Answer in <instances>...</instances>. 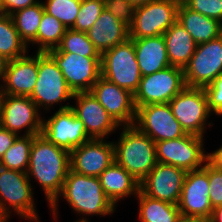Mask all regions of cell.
I'll return each mask as SVG.
<instances>
[{
    "mask_svg": "<svg viewBox=\"0 0 222 222\" xmlns=\"http://www.w3.org/2000/svg\"><path fill=\"white\" fill-rule=\"evenodd\" d=\"M150 1L152 0H115L114 2L119 4L126 11H129Z\"/></svg>",
    "mask_w": 222,
    "mask_h": 222,
    "instance_id": "41",
    "label": "cell"
},
{
    "mask_svg": "<svg viewBox=\"0 0 222 222\" xmlns=\"http://www.w3.org/2000/svg\"><path fill=\"white\" fill-rule=\"evenodd\" d=\"M69 170V151L49 142L41 134L33 138L26 173L30 182L34 179L42 188L48 206L61 193Z\"/></svg>",
    "mask_w": 222,
    "mask_h": 222,
    "instance_id": "1",
    "label": "cell"
},
{
    "mask_svg": "<svg viewBox=\"0 0 222 222\" xmlns=\"http://www.w3.org/2000/svg\"><path fill=\"white\" fill-rule=\"evenodd\" d=\"M186 87L184 70L169 66L151 75L142 76L138 89L133 94L134 105L169 103Z\"/></svg>",
    "mask_w": 222,
    "mask_h": 222,
    "instance_id": "10",
    "label": "cell"
},
{
    "mask_svg": "<svg viewBox=\"0 0 222 222\" xmlns=\"http://www.w3.org/2000/svg\"><path fill=\"white\" fill-rule=\"evenodd\" d=\"M163 37L170 65L184 70L193 56L197 44L178 21L163 34Z\"/></svg>",
    "mask_w": 222,
    "mask_h": 222,
    "instance_id": "26",
    "label": "cell"
},
{
    "mask_svg": "<svg viewBox=\"0 0 222 222\" xmlns=\"http://www.w3.org/2000/svg\"><path fill=\"white\" fill-rule=\"evenodd\" d=\"M71 109L85 127L86 133L91 139H108L114 131L120 129V125L108 114L90 91L76 92Z\"/></svg>",
    "mask_w": 222,
    "mask_h": 222,
    "instance_id": "18",
    "label": "cell"
},
{
    "mask_svg": "<svg viewBox=\"0 0 222 222\" xmlns=\"http://www.w3.org/2000/svg\"><path fill=\"white\" fill-rule=\"evenodd\" d=\"M130 39L133 40L136 58L142 76L151 75L171 66L163 35Z\"/></svg>",
    "mask_w": 222,
    "mask_h": 222,
    "instance_id": "23",
    "label": "cell"
},
{
    "mask_svg": "<svg viewBox=\"0 0 222 222\" xmlns=\"http://www.w3.org/2000/svg\"><path fill=\"white\" fill-rule=\"evenodd\" d=\"M179 4L175 0H152L129 10V38L163 35L177 21Z\"/></svg>",
    "mask_w": 222,
    "mask_h": 222,
    "instance_id": "6",
    "label": "cell"
},
{
    "mask_svg": "<svg viewBox=\"0 0 222 222\" xmlns=\"http://www.w3.org/2000/svg\"><path fill=\"white\" fill-rule=\"evenodd\" d=\"M135 199L139 222H176L181 216L178 205L150 198L140 190Z\"/></svg>",
    "mask_w": 222,
    "mask_h": 222,
    "instance_id": "27",
    "label": "cell"
},
{
    "mask_svg": "<svg viewBox=\"0 0 222 222\" xmlns=\"http://www.w3.org/2000/svg\"><path fill=\"white\" fill-rule=\"evenodd\" d=\"M172 114L187 134L204 137L213 115L208 108V99L204 88L185 87L170 102Z\"/></svg>",
    "mask_w": 222,
    "mask_h": 222,
    "instance_id": "8",
    "label": "cell"
},
{
    "mask_svg": "<svg viewBox=\"0 0 222 222\" xmlns=\"http://www.w3.org/2000/svg\"><path fill=\"white\" fill-rule=\"evenodd\" d=\"M38 76V52H28L7 63L5 76L0 87L2 94L30 97Z\"/></svg>",
    "mask_w": 222,
    "mask_h": 222,
    "instance_id": "22",
    "label": "cell"
},
{
    "mask_svg": "<svg viewBox=\"0 0 222 222\" xmlns=\"http://www.w3.org/2000/svg\"><path fill=\"white\" fill-rule=\"evenodd\" d=\"M17 137H18L17 134L10 132L9 130H7L6 128H3L0 125V160L5 154V152L14 143Z\"/></svg>",
    "mask_w": 222,
    "mask_h": 222,
    "instance_id": "39",
    "label": "cell"
},
{
    "mask_svg": "<svg viewBox=\"0 0 222 222\" xmlns=\"http://www.w3.org/2000/svg\"><path fill=\"white\" fill-rule=\"evenodd\" d=\"M34 137L32 135L18 136L1 158L0 166L26 173Z\"/></svg>",
    "mask_w": 222,
    "mask_h": 222,
    "instance_id": "32",
    "label": "cell"
},
{
    "mask_svg": "<svg viewBox=\"0 0 222 222\" xmlns=\"http://www.w3.org/2000/svg\"><path fill=\"white\" fill-rule=\"evenodd\" d=\"M66 30L67 27L61 21L44 11L37 37L31 43V47L34 45L37 48L36 52H48L55 49L60 45Z\"/></svg>",
    "mask_w": 222,
    "mask_h": 222,
    "instance_id": "29",
    "label": "cell"
},
{
    "mask_svg": "<svg viewBox=\"0 0 222 222\" xmlns=\"http://www.w3.org/2000/svg\"><path fill=\"white\" fill-rule=\"evenodd\" d=\"M44 116L41 135L58 147L71 152L91 139L71 108L57 109L47 119Z\"/></svg>",
    "mask_w": 222,
    "mask_h": 222,
    "instance_id": "16",
    "label": "cell"
},
{
    "mask_svg": "<svg viewBox=\"0 0 222 222\" xmlns=\"http://www.w3.org/2000/svg\"><path fill=\"white\" fill-rule=\"evenodd\" d=\"M27 173L0 166V218L8 222L12 213L30 222H40L34 185Z\"/></svg>",
    "mask_w": 222,
    "mask_h": 222,
    "instance_id": "4",
    "label": "cell"
},
{
    "mask_svg": "<svg viewBox=\"0 0 222 222\" xmlns=\"http://www.w3.org/2000/svg\"><path fill=\"white\" fill-rule=\"evenodd\" d=\"M82 0H46L42 2L46 13L71 28L78 15Z\"/></svg>",
    "mask_w": 222,
    "mask_h": 222,
    "instance_id": "33",
    "label": "cell"
},
{
    "mask_svg": "<svg viewBox=\"0 0 222 222\" xmlns=\"http://www.w3.org/2000/svg\"><path fill=\"white\" fill-rule=\"evenodd\" d=\"M110 2V0H82L76 21L71 28L86 33Z\"/></svg>",
    "mask_w": 222,
    "mask_h": 222,
    "instance_id": "34",
    "label": "cell"
},
{
    "mask_svg": "<svg viewBox=\"0 0 222 222\" xmlns=\"http://www.w3.org/2000/svg\"><path fill=\"white\" fill-rule=\"evenodd\" d=\"M42 122V112L30 97L3 94L0 123L3 128L18 136H36L41 134Z\"/></svg>",
    "mask_w": 222,
    "mask_h": 222,
    "instance_id": "11",
    "label": "cell"
},
{
    "mask_svg": "<svg viewBox=\"0 0 222 222\" xmlns=\"http://www.w3.org/2000/svg\"><path fill=\"white\" fill-rule=\"evenodd\" d=\"M176 222H204V221L196 219V218L180 216Z\"/></svg>",
    "mask_w": 222,
    "mask_h": 222,
    "instance_id": "44",
    "label": "cell"
},
{
    "mask_svg": "<svg viewBox=\"0 0 222 222\" xmlns=\"http://www.w3.org/2000/svg\"><path fill=\"white\" fill-rule=\"evenodd\" d=\"M101 76L132 94L142 78L133 40L125 42L101 54Z\"/></svg>",
    "mask_w": 222,
    "mask_h": 222,
    "instance_id": "7",
    "label": "cell"
},
{
    "mask_svg": "<svg viewBox=\"0 0 222 222\" xmlns=\"http://www.w3.org/2000/svg\"><path fill=\"white\" fill-rule=\"evenodd\" d=\"M113 140L90 139L70 152V170L98 177L113 162Z\"/></svg>",
    "mask_w": 222,
    "mask_h": 222,
    "instance_id": "21",
    "label": "cell"
},
{
    "mask_svg": "<svg viewBox=\"0 0 222 222\" xmlns=\"http://www.w3.org/2000/svg\"><path fill=\"white\" fill-rule=\"evenodd\" d=\"M207 161L214 167L222 170V145L219 149L208 153Z\"/></svg>",
    "mask_w": 222,
    "mask_h": 222,
    "instance_id": "40",
    "label": "cell"
},
{
    "mask_svg": "<svg viewBox=\"0 0 222 222\" xmlns=\"http://www.w3.org/2000/svg\"><path fill=\"white\" fill-rule=\"evenodd\" d=\"M57 63L74 93L90 91L101 77V58L82 57L73 53L47 52Z\"/></svg>",
    "mask_w": 222,
    "mask_h": 222,
    "instance_id": "17",
    "label": "cell"
},
{
    "mask_svg": "<svg viewBox=\"0 0 222 222\" xmlns=\"http://www.w3.org/2000/svg\"><path fill=\"white\" fill-rule=\"evenodd\" d=\"M184 4L191 10L222 23V0H186Z\"/></svg>",
    "mask_w": 222,
    "mask_h": 222,
    "instance_id": "35",
    "label": "cell"
},
{
    "mask_svg": "<svg viewBox=\"0 0 222 222\" xmlns=\"http://www.w3.org/2000/svg\"><path fill=\"white\" fill-rule=\"evenodd\" d=\"M134 126L154 142L177 139L186 134L172 114L169 103L138 107Z\"/></svg>",
    "mask_w": 222,
    "mask_h": 222,
    "instance_id": "15",
    "label": "cell"
},
{
    "mask_svg": "<svg viewBox=\"0 0 222 222\" xmlns=\"http://www.w3.org/2000/svg\"><path fill=\"white\" fill-rule=\"evenodd\" d=\"M175 1H177L179 3H184L186 0H175Z\"/></svg>",
    "mask_w": 222,
    "mask_h": 222,
    "instance_id": "46",
    "label": "cell"
},
{
    "mask_svg": "<svg viewBox=\"0 0 222 222\" xmlns=\"http://www.w3.org/2000/svg\"><path fill=\"white\" fill-rule=\"evenodd\" d=\"M54 53H73L82 57L101 58V54L89 40L87 33L67 28Z\"/></svg>",
    "mask_w": 222,
    "mask_h": 222,
    "instance_id": "31",
    "label": "cell"
},
{
    "mask_svg": "<svg viewBox=\"0 0 222 222\" xmlns=\"http://www.w3.org/2000/svg\"><path fill=\"white\" fill-rule=\"evenodd\" d=\"M100 54L129 38L128 11L110 2L86 32Z\"/></svg>",
    "mask_w": 222,
    "mask_h": 222,
    "instance_id": "12",
    "label": "cell"
},
{
    "mask_svg": "<svg viewBox=\"0 0 222 222\" xmlns=\"http://www.w3.org/2000/svg\"><path fill=\"white\" fill-rule=\"evenodd\" d=\"M29 51L15 28L11 15H0V54L7 60L24 56Z\"/></svg>",
    "mask_w": 222,
    "mask_h": 222,
    "instance_id": "30",
    "label": "cell"
},
{
    "mask_svg": "<svg viewBox=\"0 0 222 222\" xmlns=\"http://www.w3.org/2000/svg\"><path fill=\"white\" fill-rule=\"evenodd\" d=\"M42 0L35 5L20 9L11 14L15 28L21 40L30 48L31 43L36 39L38 27L44 13Z\"/></svg>",
    "mask_w": 222,
    "mask_h": 222,
    "instance_id": "28",
    "label": "cell"
},
{
    "mask_svg": "<svg viewBox=\"0 0 222 222\" xmlns=\"http://www.w3.org/2000/svg\"><path fill=\"white\" fill-rule=\"evenodd\" d=\"M222 73V34L198 44L184 68L186 87L204 88Z\"/></svg>",
    "mask_w": 222,
    "mask_h": 222,
    "instance_id": "13",
    "label": "cell"
},
{
    "mask_svg": "<svg viewBox=\"0 0 222 222\" xmlns=\"http://www.w3.org/2000/svg\"><path fill=\"white\" fill-rule=\"evenodd\" d=\"M204 138L186 133L177 139L155 142L156 160L185 171L200 169L205 165L208 157L203 146Z\"/></svg>",
    "mask_w": 222,
    "mask_h": 222,
    "instance_id": "9",
    "label": "cell"
},
{
    "mask_svg": "<svg viewBox=\"0 0 222 222\" xmlns=\"http://www.w3.org/2000/svg\"><path fill=\"white\" fill-rule=\"evenodd\" d=\"M98 178L105 195L115 207L127 197L135 198L140 190L139 181L115 161Z\"/></svg>",
    "mask_w": 222,
    "mask_h": 222,
    "instance_id": "24",
    "label": "cell"
},
{
    "mask_svg": "<svg viewBox=\"0 0 222 222\" xmlns=\"http://www.w3.org/2000/svg\"><path fill=\"white\" fill-rule=\"evenodd\" d=\"M208 99V108L212 114L222 116V73L204 87Z\"/></svg>",
    "mask_w": 222,
    "mask_h": 222,
    "instance_id": "37",
    "label": "cell"
},
{
    "mask_svg": "<svg viewBox=\"0 0 222 222\" xmlns=\"http://www.w3.org/2000/svg\"><path fill=\"white\" fill-rule=\"evenodd\" d=\"M39 0H0L2 14L11 15L15 11L35 5Z\"/></svg>",
    "mask_w": 222,
    "mask_h": 222,
    "instance_id": "38",
    "label": "cell"
},
{
    "mask_svg": "<svg viewBox=\"0 0 222 222\" xmlns=\"http://www.w3.org/2000/svg\"><path fill=\"white\" fill-rule=\"evenodd\" d=\"M187 171L157 162L139 182L140 191L150 198L178 205Z\"/></svg>",
    "mask_w": 222,
    "mask_h": 222,
    "instance_id": "19",
    "label": "cell"
},
{
    "mask_svg": "<svg viewBox=\"0 0 222 222\" xmlns=\"http://www.w3.org/2000/svg\"><path fill=\"white\" fill-rule=\"evenodd\" d=\"M119 130L113 141L115 162L141 182L157 164L155 142L134 125Z\"/></svg>",
    "mask_w": 222,
    "mask_h": 222,
    "instance_id": "3",
    "label": "cell"
},
{
    "mask_svg": "<svg viewBox=\"0 0 222 222\" xmlns=\"http://www.w3.org/2000/svg\"><path fill=\"white\" fill-rule=\"evenodd\" d=\"M90 92L120 126L134 125L136 108L131 92L102 76L96 81Z\"/></svg>",
    "mask_w": 222,
    "mask_h": 222,
    "instance_id": "20",
    "label": "cell"
},
{
    "mask_svg": "<svg viewBox=\"0 0 222 222\" xmlns=\"http://www.w3.org/2000/svg\"><path fill=\"white\" fill-rule=\"evenodd\" d=\"M207 222H222V205L213 208L212 215Z\"/></svg>",
    "mask_w": 222,
    "mask_h": 222,
    "instance_id": "42",
    "label": "cell"
},
{
    "mask_svg": "<svg viewBox=\"0 0 222 222\" xmlns=\"http://www.w3.org/2000/svg\"><path fill=\"white\" fill-rule=\"evenodd\" d=\"M177 21L190 33L197 45L222 34V23L191 10L184 3L178 6Z\"/></svg>",
    "mask_w": 222,
    "mask_h": 222,
    "instance_id": "25",
    "label": "cell"
},
{
    "mask_svg": "<svg viewBox=\"0 0 222 222\" xmlns=\"http://www.w3.org/2000/svg\"><path fill=\"white\" fill-rule=\"evenodd\" d=\"M73 96L74 92L68 86L55 60L47 52H38V76L30 94L38 110H43V113L50 112L54 105H59L58 110L70 108L71 104L68 102Z\"/></svg>",
    "mask_w": 222,
    "mask_h": 222,
    "instance_id": "5",
    "label": "cell"
},
{
    "mask_svg": "<svg viewBox=\"0 0 222 222\" xmlns=\"http://www.w3.org/2000/svg\"><path fill=\"white\" fill-rule=\"evenodd\" d=\"M60 197H63L77 215H82L76 222H89L88 216L105 217L116 212V207L107 198L99 178L95 176L68 171L61 193L48 206L55 221L59 219L57 216Z\"/></svg>",
    "mask_w": 222,
    "mask_h": 222,
    "instance_id": "2",
    "label": "cell"
},
{
    "mask_svg": "<svg viewBox=\"0 0 222 222\" xmlns=\"http://www.w3.org/2000/svg\"><path fill=\"white\" fill-rule=\"evenodd\" d=\"M178 209L181 216L207 222L213 208L209 198L208 161L197 170L187 171Z\"/></svg>",
    "mask_w": 222,
    "mask_h": 222,
    "instance_id": "14",
    "label": "cell"
},
{
    "mask_svg": "<svg viewBox=\"0 0 222 222\" xmlns=\"http://www.w3.org/2000/svg\"><path fill=\"white\" fill-rule=\"evenodd\" d=\"M9 60H7L3 55L0 54V87L2 85L4 76H5V71H6V67H7V63Z\"/></svg>",
    "mask_w": 222,
    "mask_h": 222,
    "instance_id": "43",
    "label": "cell"
},
{
    "mask_svg": "<svg viewBox=\"0 0 222 222\" xmlns=\"http://www.w3.org/2000/svg\"><path fill=\"white\" fill-rule=\"evenodd\" d=\"M209 198L212 208L222 205V170L208 162Z\"/></svg>",
    "mask_w": 222,
    "mask_h": 222,
    "instance_id": "36",
    "label": "cell"
},
{
    "mask_svg": "<svg viewBox=\"0 0 222 222\" xmlns=\"http://www.w3.org/2000/svg\"><path fill=\"white\" fill-rule=\"evenodd\" d=\"M2 96H3V94L1 93V90H0V123H1V103H2Z\"/></svg>",
    "mask_w": 222,
    "mask_h": 222,
    "instance_id": "45",
    "label": "cell"
}]
</instances>
